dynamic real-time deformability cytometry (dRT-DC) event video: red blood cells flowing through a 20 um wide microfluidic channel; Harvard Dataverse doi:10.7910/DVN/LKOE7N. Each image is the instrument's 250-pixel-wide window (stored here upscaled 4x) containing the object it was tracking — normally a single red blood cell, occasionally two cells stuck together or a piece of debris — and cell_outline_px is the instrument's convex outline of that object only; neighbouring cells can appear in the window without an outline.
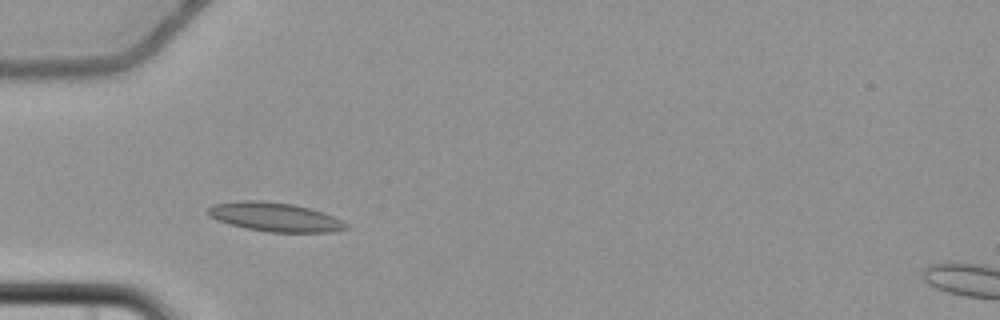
{"species": "common noctule bat (a hibernating species)", "species_latin": "Nyctalus noctula", "temperature_condition": "cold", "stored_images_in_passage": 2, "camera_frame_rate_fps": 3000, "um_per_image_px": 0.085, "animal": {"sex": "female", "body_mass_g": 22.7, "forearm_length_mm": 54.2}, "frame": {"image": 1, "passage_image": 2, "time_ms": 1.333, "image_size_px": [1000, 320], "cell_outline_px": [[348, 228], [332, 232], [268, 232], [248, 228], [216, 220], [208, 216], [204, 212], [212, 204], [236, 200], [260, 200], [292, 204], [308, 208], [332, 216], [348, 224]], "centroid_in_image_um": [23.29, 18.43], "position_along_channel_um": 61.7, "area_um2": 23.24}}